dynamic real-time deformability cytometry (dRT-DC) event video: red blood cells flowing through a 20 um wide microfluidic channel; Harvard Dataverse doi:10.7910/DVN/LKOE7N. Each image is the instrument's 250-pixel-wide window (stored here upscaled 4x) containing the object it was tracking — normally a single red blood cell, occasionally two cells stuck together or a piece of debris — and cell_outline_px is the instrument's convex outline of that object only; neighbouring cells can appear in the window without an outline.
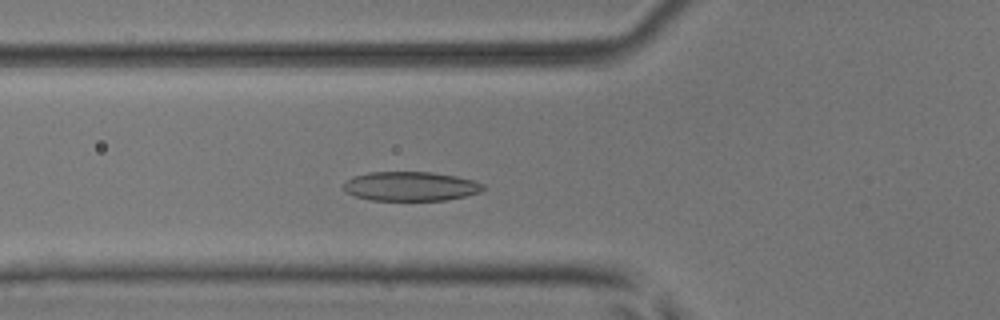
{"species": "common noctule bat (a hibernating species)", "species_latin": "Nyctalus noctula", "temperature_condition": "room temperature", "stored_images_in_passage": 49, "camera_frame_rate_fps": 3000, "um_per_image_px": 0.085, "animal": {"sex": "male", "body_mass_g": 17.9, "forearm_length_mm": 54.2}, "frame": {"image": 1, "passage_image": 15, "time_ms": 4.667, "image_size_px": [1000, 320], "cell_outline_px": [[484, 188], [480, 192], [464, 196], [444, 200], [372, 200], [356, 196], [348, 192], [344, 188], [344, 184], [352, 176], [368, 172], [432, 172], [456, 176], [476, 180], [484, 184]], "centroid_in_image_um": [34.93, 15.82], "position_along_channel_um": 90.9, "area_um2": 23.7}}
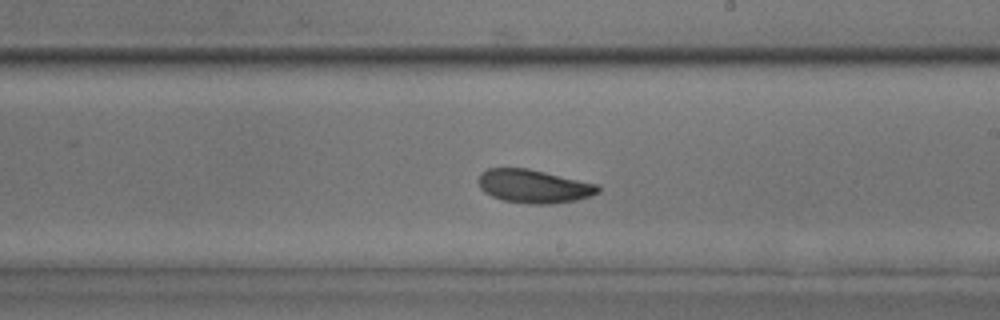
{"frame": {"image": 2, "passage_image": 27, "time_ms": 8.667, "image_size_px": [1000, 320], "cell_outline_px": [[600, 192], [576, 200], [552, 204], [528, 204], [504, 200], [492, 196], [484, 192], [480, 188], [476, 180], [480, 172], [488, 168], [528, 168], [596, 184], [600, 188]], "centroid_in_image_um": [45.31, 15.83], "position_along_channel_um": 243.7, "area_um2": 23.29}}
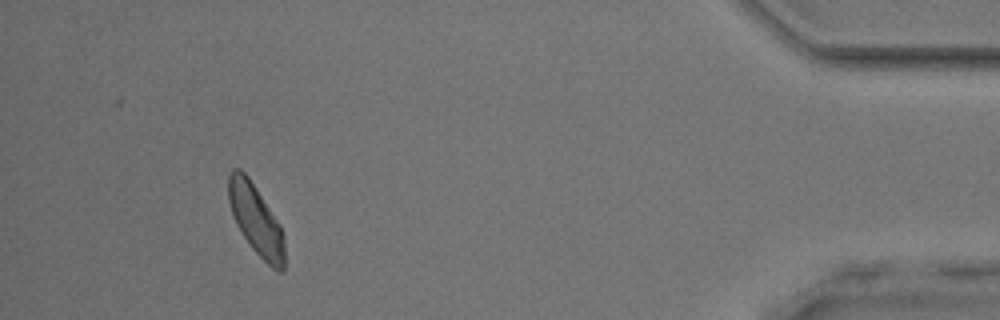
{"frame": {"image": 3, "passage_image": 45, "time_ms": 14.667, "image_size_px": [1000, 320], "cell_outline_px": [[284, 268], [280, 272], [272, 268], [252, 248], [236, 224], [228, 200], [228, 172], [232, 168], [240, 168], [248, 176], [280, 224], [284, 236]], "centroid_in_image_um": [21.74, 18.64], "position_along_channel_um": 413.5, "area_um2": 22.77}, "authors_computed_cell_mechanics": {"area_um2": 23.2934, "velocity_mm_per_s": 3.8295, "shape_relaxation_time_tau1_ms": 3.4294, "shape_relaxation_time_tau2_ms": 3.8045, "deformation_change_tau1": 0.1121, "deformation_change_tau2": 0.0894}}